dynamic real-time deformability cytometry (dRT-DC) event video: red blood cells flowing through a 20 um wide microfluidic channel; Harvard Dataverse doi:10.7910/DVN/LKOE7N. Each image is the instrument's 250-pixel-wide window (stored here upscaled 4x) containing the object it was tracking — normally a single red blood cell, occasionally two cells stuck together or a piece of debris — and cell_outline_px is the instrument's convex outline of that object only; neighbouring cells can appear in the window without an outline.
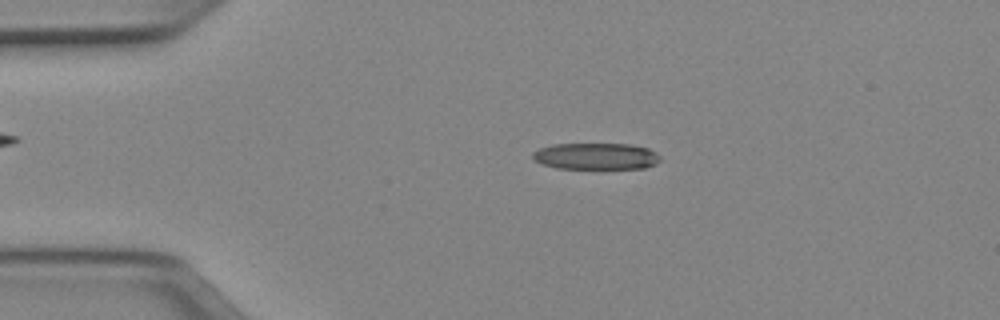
{"species": "Egyptian fruit bat (a non-hibernating species)", "species_latin": "Rousettus aegyptiacus", "temperature_condition": "cold", "stored_images_in_passage": 50, "camera_frame_rate_fps": 3000, "um_per_image_px": 0.085, "animal": {"sex": "female"}, "frame": {"image": 1, "passage_image": 10, "time_ms": 3.0, "image_size_px": [1000, 320], "cell_outline_px": [[660, 160], [656, 164], [644, 168], [556, 168], [540, 164], [532, 160], [532, 152], [540, 148], [552, 144], [628, 144], [648, 148], [656, 152], [660, 156]], "centroid_in_image_um": [50.62, 13.28], "position_along_channel_um": 34.4, "area_um2": 19.83}}
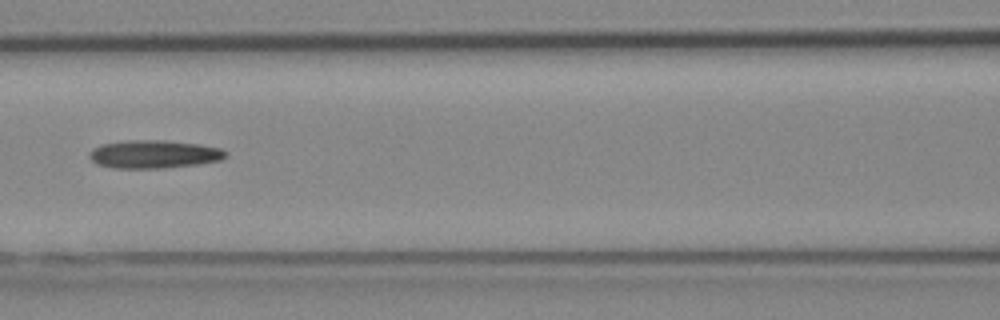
{"frame": {"image": 2, "passage_image": 22, "time_ms": 7.0, "image_size_px": [1000, 320], "cell_outline_px": [[228, 156], [220, 160], [200, 164], [164, 168], [112, 168], [96, 164], [88, 156], [88, 152], [92, 148], [100, 144], [124, 140], [164, 140], [200, 144], [220, 148], [228, 152]], "centroid_in_image_um": [13.07, 13.1], "position_along_channel_um": 153.5, "area_um2": 22.72}}
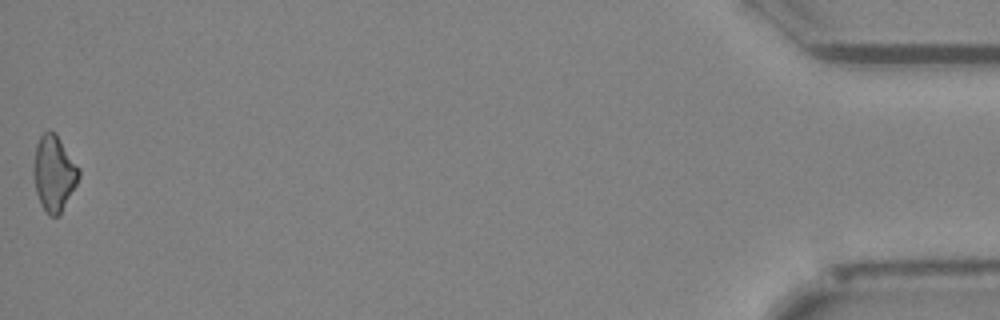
{"frame": {"image": 3, "passage_image": 50, "time_ms": 16.333, "image_size_px": [1000, 320], "cell_outline_px": [[80, 176], [76, 184], [60, 212], [56, 216], [48, 216], [40, 204], [36, 192], [32, 172], [32, 168], [36, 144], [40, 136], [48, 128], [56, 132], [80, 168]], "centroid_in_image_um": [4.56, 14.67], "position_along_channel_um": 430.6, "area_um2": 20.17}}